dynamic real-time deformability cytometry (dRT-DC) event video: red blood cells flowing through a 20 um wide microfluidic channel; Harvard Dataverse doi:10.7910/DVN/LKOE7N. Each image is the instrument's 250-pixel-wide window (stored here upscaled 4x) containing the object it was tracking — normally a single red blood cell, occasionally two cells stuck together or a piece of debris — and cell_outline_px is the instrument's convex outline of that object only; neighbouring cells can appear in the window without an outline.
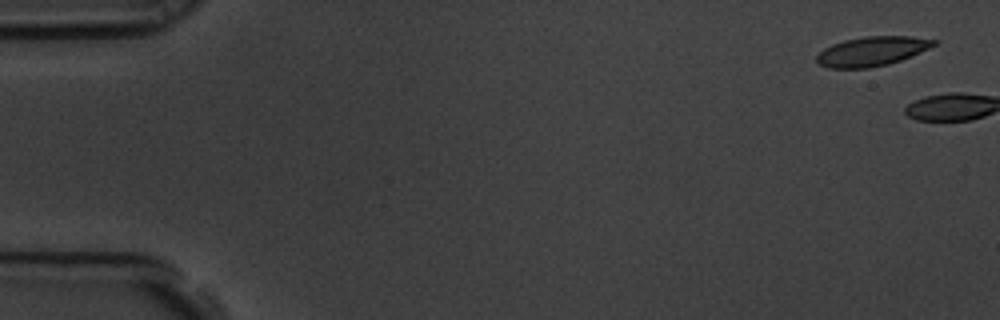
{"species": "common noctule bat (a hibernating species)", "species_latin": "Nyctalus noctula", "temperature_condition": "room temperature", "stored_images_in_passage": 2, "camera_frame_rate_fps": 3000, "um_per_image_px": 0.085, "animal": {"sex": "male", "body_mass_g": 19.5, "forearm_length_mm": 54.6}, "frame": {"image": 1, "passage_image": 1, "time_ms": 0.0, "image_size_px": [1000, 320], "cell_outline_px": [[936, 44], [928, 48], [900, 60], [888, 64], [868, 68], [828, 68], [820, 64], [816, 60], [816, 56], [824, 48], [832, 44], [844, 40], [864, 36], [912, 36], [936, 40]], "centroid_in_image_um": [74.07, 4.35], "position_along_channel_um": 10.9, "area_um2": 19.88}}